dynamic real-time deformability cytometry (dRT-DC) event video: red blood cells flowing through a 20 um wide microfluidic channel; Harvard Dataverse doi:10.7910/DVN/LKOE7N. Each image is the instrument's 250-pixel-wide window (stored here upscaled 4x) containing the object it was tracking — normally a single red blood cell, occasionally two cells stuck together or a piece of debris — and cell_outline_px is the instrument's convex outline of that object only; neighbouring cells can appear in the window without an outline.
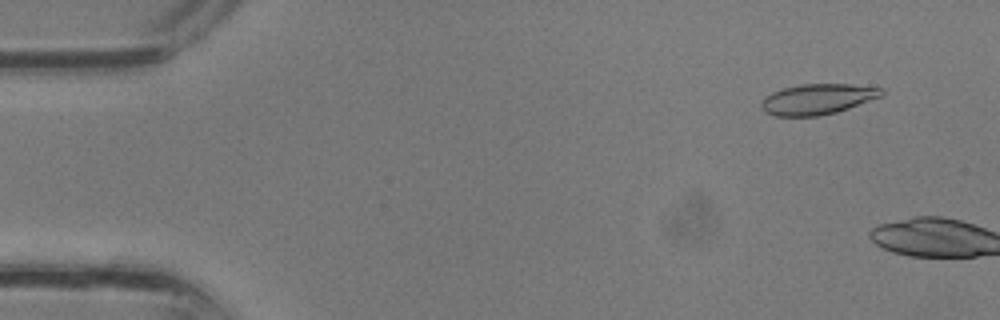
{"species": "common noctule bat (a hibernating species)", "species_latin": "Nyctalus noctula", "temperature_condition": "room temperature", "stored_images_in_passage": 5, "camera_frame_rate_fps": 3000, "um_per_image_px": 0.085, "animal": {"sex": "male", "body_mass_g": 13.3}, "frame": {"image": 1, "passage_image": 3, "time_ms": 0.667, "image_size_px": [1000, 320], "cell_outline_px": [[884, 92], [880, 96], [848, 108], [836, 112], [820, 116], [776, 116], [764, 112], [760, 108], [760, 104], [764, 96], [772, 92], [784, 88], [800, 84], [852, 84], [884, 88]], "centroid_in_image_um": [69.44, 8.42], "position_along_channel_um": 15.6, "area_um2": 21.44}}